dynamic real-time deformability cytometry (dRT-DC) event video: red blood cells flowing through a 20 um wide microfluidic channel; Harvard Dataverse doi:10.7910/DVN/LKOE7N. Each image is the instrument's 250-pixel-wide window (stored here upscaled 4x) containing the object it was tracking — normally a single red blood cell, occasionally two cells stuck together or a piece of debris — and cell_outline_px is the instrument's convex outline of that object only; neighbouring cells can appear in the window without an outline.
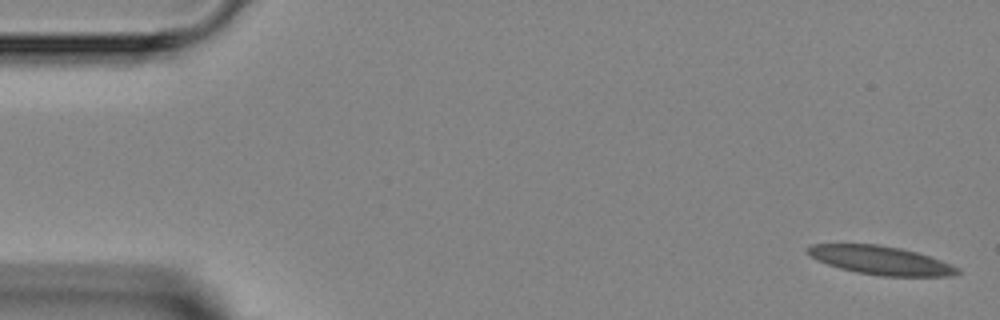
{"species": "Egyptian fruit bat (a non-hibernating species)", "species_latin": "Rousettus aegyptiacus", "temperature_condition": "room temperature", "stored_images_in_passage": 4, "camera_frame_rate_fps": 3000, "um_per_image_px": 0.085, "animal": {"sex": "female"}, "frame": {"image": 1, "passage_image": 1, "time_ms": 0.0, "image_size_px": [1000, 320], "cell_outline_px": [[960, 272], [952, 276], [880, 276], [856, 272], [840, 268], [816, 260], [804, 252], [804, 248], [812, 244], [876, 244], [900, 248], [916, 252], [940, 260], [960, 268]], "centroid_in_image_um": [74.81, 22.12], "position_along_channel_um": 10.2, "area_um2": 24.97}}
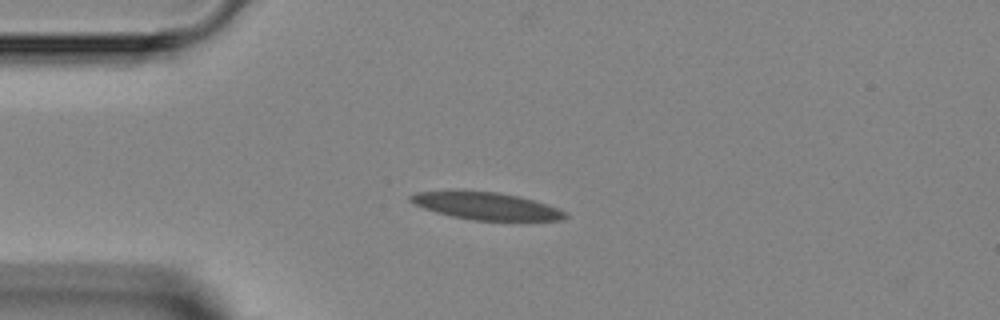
{"frame": {"image": 2, "passage_image": 4, "time_ms": 3.333, "image_size_px": [1000, 320], "cell_outline_px": [[568, 216], [560, 220], [476, 220], [452, 216], [436, 212], [424, 208], [408, 200], [408, 196], [412, 192], [448, 188], [456, 188], [496, 192], [520, 196], [548, 204], [560, 208], [568, 212]], "centroid_in_image_um": [41.24, 17.45], "position_along_channel_um": 43.8, "area_um2": 25.55}}